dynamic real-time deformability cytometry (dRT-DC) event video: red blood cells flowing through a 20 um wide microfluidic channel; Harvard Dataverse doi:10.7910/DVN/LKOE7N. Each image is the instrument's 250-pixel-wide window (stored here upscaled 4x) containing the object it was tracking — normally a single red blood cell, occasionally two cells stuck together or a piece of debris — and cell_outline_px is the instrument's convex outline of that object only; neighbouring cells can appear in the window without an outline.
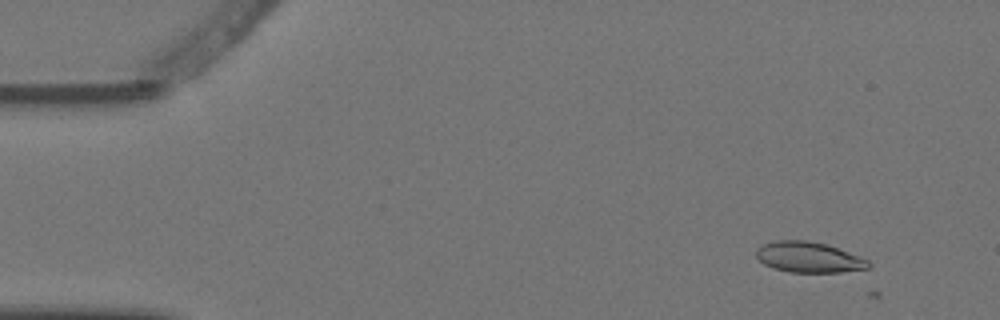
{"species": "Egyptian fruit bat (a non-hibernating species)", "species_latin": "Rousettus aegyptiacus", "temperature_condition": "warm", "stored_images_in_passage": 5, "camera_frame_rate_fps": 3000, "um_per_image_px": 0.085, "animal": {"sex": "female"}, "frame": {"image": 1, "passage_image": 1, "time_ms": 0.0, "image_size_px": [1000, 320], "cell_outline_px": [[872, 264], [868, 268], [840, 272], [788, 272], [772, 268], [764, 264], [756, 256], [756, 248], [764, 244], [776, 240], [804, 240], [824, 244], [860, 256], [868, 260]], "centroid_in_image_um": [68.72, 21.87], "position_along_channel_um": 16.3, "area_um2": 19.88}}
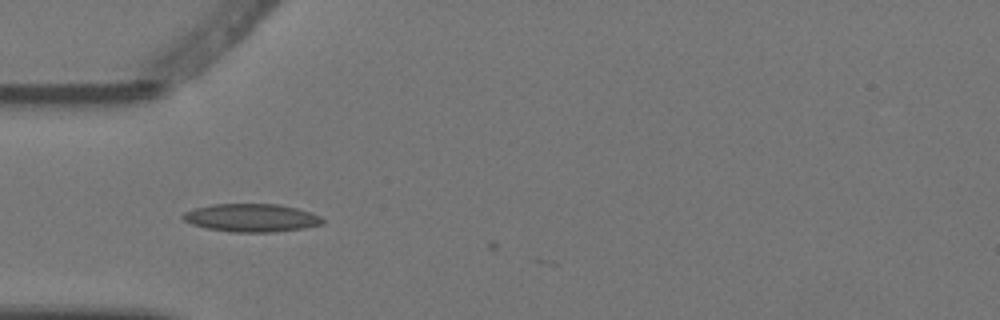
{"frame": {"image": 2, "passage_image": 4, "time_ms": 1.0, "image_size_px": [1000, 320], "cell_outline_px": [[324, 224], [304, 228], [276, 232], [232, 232], [208, 228], [192, 224], [184, 220], [180, 216], [184, 212], [196, 208], [212, 204], [276, 204], [296, 208], [312, 212], [320, 216], [324, 220]], "centroid_in_image_um": [21.4, 18.51], "position_along_channel_um": 63.6, "area_um2": 22.83}}